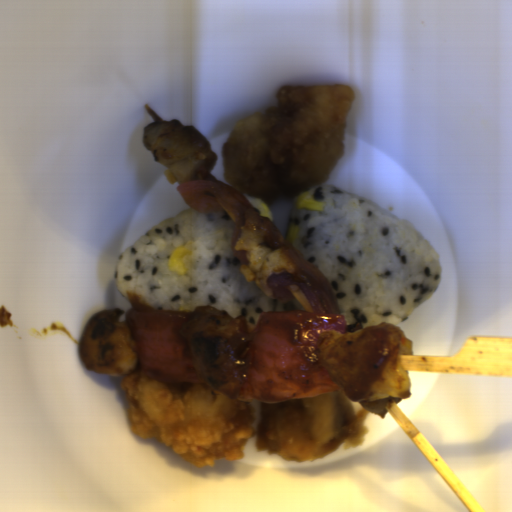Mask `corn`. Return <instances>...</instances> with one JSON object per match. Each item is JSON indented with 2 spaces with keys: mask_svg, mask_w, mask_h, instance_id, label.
Returning <instances> with one entry per match:
<instances>
[{
  "mask_svg": "<svg viewBox=\"0 0 512 512\" xmlns=\"http://www.w3.org/2000/svg\"><path fill=\"white\" fill-rule=\"evenodd\" d=\"M324 205L322 203H317L311 194L307 192H303L298 195L296 208L298 209H308L313 211H322Z\"/></svg>",
  "mask_w": 512,
  "mask_h": 512,
  "instance_id": "corn-2",
  "label": "corn"
},
{
  "mask_svg": "<svg viewBox=\"0 0 512 512\" xmlns=\"http://www.w3.org/2000/svg\"><path fill=\"white\" fill-rule=\"evenodd\" d=\"M271 210L270 208L264 203L261 207V217L270 218L271 217Z\"/></svg>",
  "mask_w": 512,
  "mask_h": 512,
  "instance_id": "corn-4",
  "label": "corn"
},
{
  "mask_svg": "<svg viewBox=\"0 0 512 512\" xmlns=\"http://www.w3.org/2000/svg\"><path fill=\"white\" fill-rule=\"evenodd\" d=\"M192 255L193 252L191 248L186 245H182L176 248L168 260L167 268L169 272L177 276L185 275L187 273V269L183 263V260L185 257Z\"/></svg>",
  "mask_w": 512,
  "mask_h": 512,
  "instance_id": "corn-1",
  "label": "corn"
},
{
  "mask_svg": "<svg viewBox=\"0 0 512 512\" xmlns=\"http://www.w3.org/2000/svg\"><path fill=\"white\" fill-rule=\"evenodd\" d=\"M299 229L297 226L293 224H289L287 228L286 239L290 242V244L295 248L297 237H298Z\"/></svg>",
  "mask_w": 512,
  "mask_h": 512,
  "instance_id": "corn-3",
  "label": "corn"
}]
</instances>
